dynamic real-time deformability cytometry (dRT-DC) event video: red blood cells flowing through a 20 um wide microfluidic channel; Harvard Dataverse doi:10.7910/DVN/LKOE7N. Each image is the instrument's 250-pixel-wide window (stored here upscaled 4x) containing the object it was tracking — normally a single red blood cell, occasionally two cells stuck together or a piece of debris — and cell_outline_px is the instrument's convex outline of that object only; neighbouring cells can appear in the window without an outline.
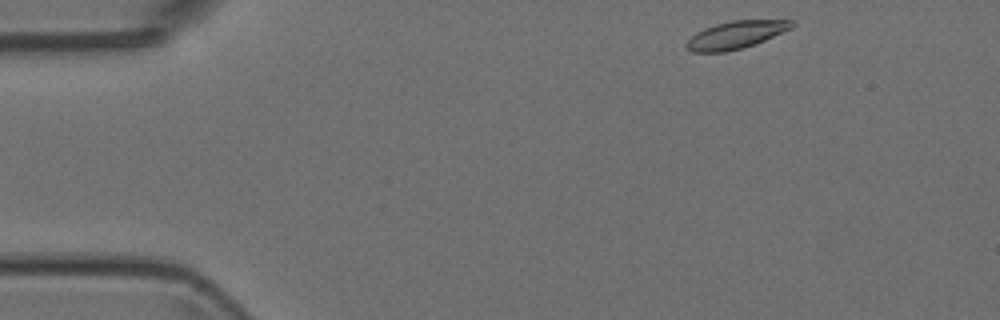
{"species": "Egyptian fruit bat (a non-hibernating species)", "species_latin": "Rousettus aegyptiacus", "temperature_condition": "room temperature", "stored_images_in_passage": 4, "camera_frame_rate_fps": 3000, "um_per_image_px": 0.085, "animal": {"sex": "female"}, "frame": {"image": 1, "passage_image": 1, "time_ms": 0.0, "image_size_px": [1000, 320], "cell_outline_px": [[796, 24], [792, 28], [756, 44], [724, 52], [692, 52], [684, 48], [684, 44], [696, 32], [704, 28], [716, 24], [732, 20], [792, 20]], "centroid_in_image_um": [62.53, 2.96], "position_along_channel_um": 22.5, "area_um2": 16.99}}
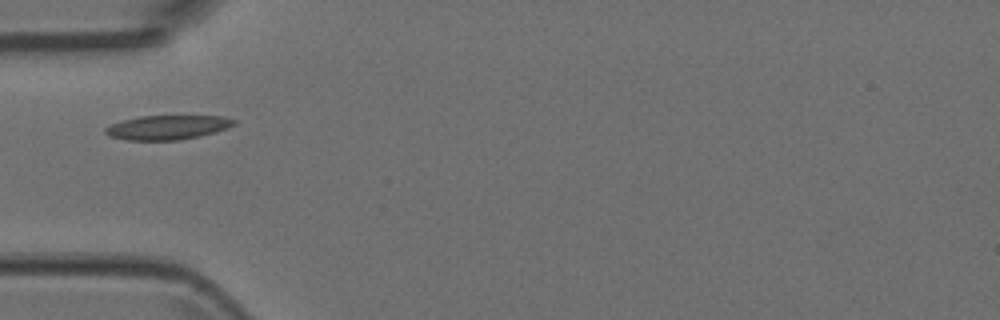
{"frame": {"image": 2, "passage_image": 4, "time_ms": 1.0, "image_size_px": [1000, 320], "cell_outline_px": [[236, 124], [228, 128], [200, 136], [180, 140], [128, 140], [112, 136], [104, 132], [104, 128], [112, 124], [124, 120], [140, 116], [224, 116], [236, 120]], "centroid_in_image_um": [14.28, 10.82], "position_along_channel_um": 70.7, "area_um2": 18.09}}